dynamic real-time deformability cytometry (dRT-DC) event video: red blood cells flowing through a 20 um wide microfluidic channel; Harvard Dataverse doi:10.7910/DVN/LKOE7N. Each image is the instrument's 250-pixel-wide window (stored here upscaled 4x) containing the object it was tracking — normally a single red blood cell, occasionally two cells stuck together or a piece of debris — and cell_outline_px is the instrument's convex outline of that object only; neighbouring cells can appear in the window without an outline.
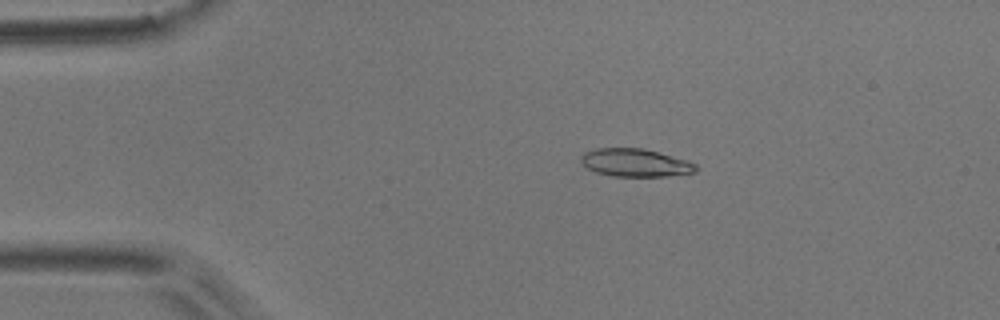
{"species": "common noctule bat (a hibernating species)", "species_latin": "Nyctalus noctula", "temperature_condition": "room temperature", "stored_images_in_passage": 9, "camera_frame_rate_fps": 3000, "um_per_image_px": 0.085, "animal": {"sex": "male", "body_mass_g": 17.9}, "frame": {"image": 1, "passage_image": 3, "time_ms": 3.0, "image_size_px": [1000, 320], "cell_outline_px": [[696, 172], [668, 176], [612, 176], [596, 172], [588, 168], [580, 160], [580, 156], [584, 152], [596, 148], [644, 148], [684, 160], [696, 164]], "centroid_in_image_um": [53.96, 13.83], "position_along_channel_um": 31.0, "area_um2": 18.5}}
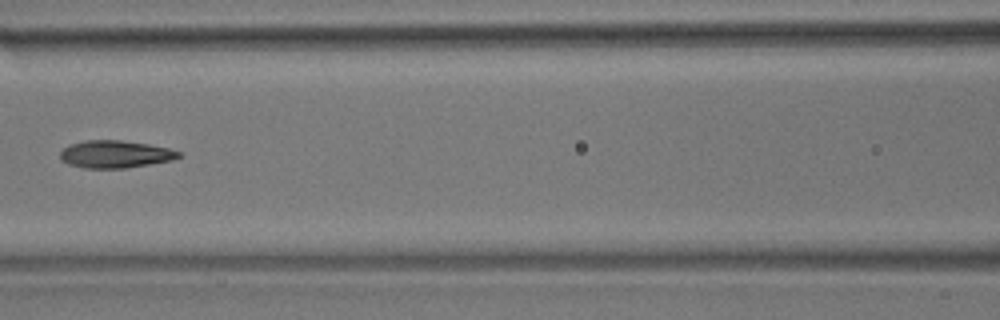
{"frame": {"image": 2, "passage_image": 6, "time_ms": 7.667, "image_size_px": [1000, 320], "cell_outline_px": [[180, 156], [172, 160], [124, 168], [84, 168], [68, 164], [60, 160], [60, 152], [68, 144], [84, 140], [120, 140], [148, 144], [168, 148], [180, 152]], "centroid_in_image_um": [9.73, 13.1], "position_along_channel_um": 156.9, "area_um2": 18.9}}
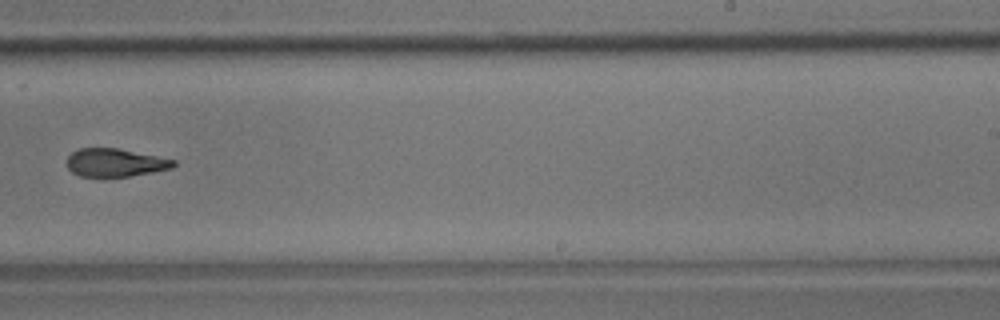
{"frame": {"image": 3, "passage_image": 9, "time_ms": 11.0, "image_size_px": [1000, 320], "cell_outline_px": [[176, 164], [172, 168], [152, 172], [128, 176], [80, 176], [72, 172], [68, 168], [68, 156], [72, 152], [80, 148], [116, 148], [176, 160]], "centroid_in_image_um": [9.79, 13.82], "position_along_channel_um": 279.2, "area_um2": 17.17}}